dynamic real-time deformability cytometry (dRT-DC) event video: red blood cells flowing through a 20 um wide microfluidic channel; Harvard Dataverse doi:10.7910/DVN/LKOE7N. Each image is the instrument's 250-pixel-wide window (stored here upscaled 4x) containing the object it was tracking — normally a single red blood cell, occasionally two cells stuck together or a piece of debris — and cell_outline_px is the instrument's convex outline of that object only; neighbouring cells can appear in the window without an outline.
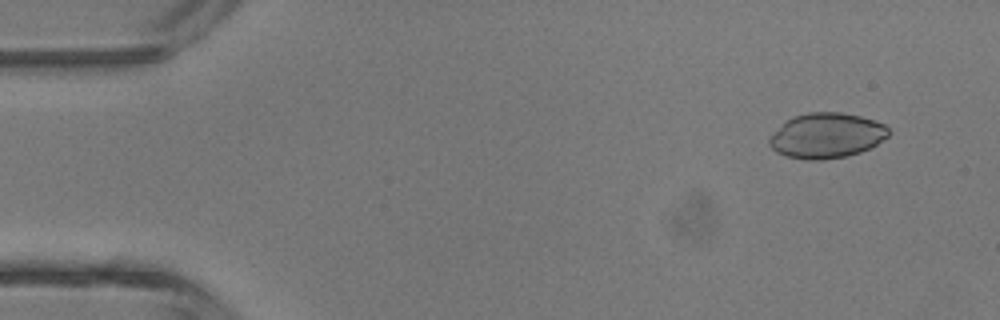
{"species": "common noctule bat (a hibernating species)", "species_latin": "Nyctalus noctula", "temperature_condition": "room temperature", "stored_images_in_passage": 4, "camera_frame_rate_fps": 3000, "um_per_image_px": 0.085, "animal": {"sex": "male", "body_mass_g": 13.3}, "frame": {"image": 1, "passage_image": 1, "time_ms": 0.0, "image_size_px": [1000, 320], "cell_outline_px": [[892, 132], [888, 136], [876, 144], [860, 152], [848, 156], [824, 160], [804, 160], [784, 156], [776, 152], [768, 144], [768, 140], [788, 120], [796, 116], [808, 112], [840, 112], [860, 116], [884, 124]], "centroid_in_image_um": [70.28, 11.54], "position_along_channel_um": 14.7, "area_um2": 31.21}}